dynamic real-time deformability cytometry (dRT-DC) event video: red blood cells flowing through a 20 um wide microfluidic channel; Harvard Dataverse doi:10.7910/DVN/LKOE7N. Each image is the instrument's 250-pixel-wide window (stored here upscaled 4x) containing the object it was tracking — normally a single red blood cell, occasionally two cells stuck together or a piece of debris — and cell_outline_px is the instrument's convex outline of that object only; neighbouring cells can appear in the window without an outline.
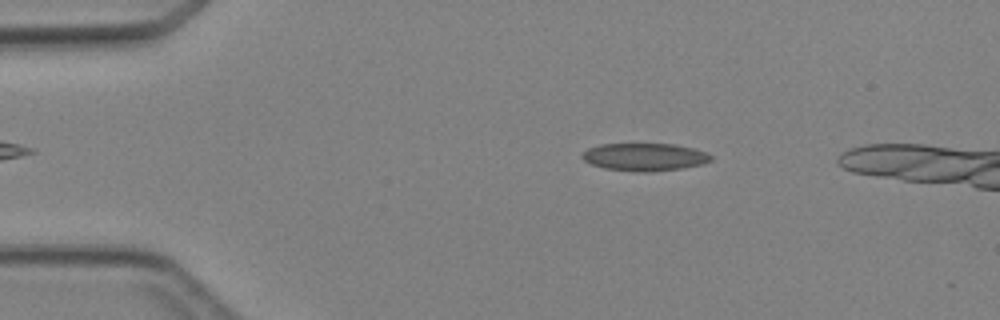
{"species": "Egyptian fruit bat (a non-hibernating species)", "species_latin": "Rousettus aegyptiacus", "temperature_condition": "cold", "stored_images_in_passage": 4, "camera_frame_rate_fps": 3000, "um_per_image_px": 0.085, "animal": {"sex": "female"}, "frame": {"image": 1, "passage_image": 2, "time_ms": 1.333, "image_size_px": [1000, 320], "cell_outline_px": [[712, 160], [704, 164], [684, 168], [648, 172], [636, 172], [604, 168], [592, 164], [584, 160], [580, 156], [588, 148], [600, 144], [676, 144], [692, 148], [704, 152], [712, 156]], "centroid_in_image_um": [54.8, 13.35], "position_along_channel_um": 30.2, "area_um2": 20.81}}